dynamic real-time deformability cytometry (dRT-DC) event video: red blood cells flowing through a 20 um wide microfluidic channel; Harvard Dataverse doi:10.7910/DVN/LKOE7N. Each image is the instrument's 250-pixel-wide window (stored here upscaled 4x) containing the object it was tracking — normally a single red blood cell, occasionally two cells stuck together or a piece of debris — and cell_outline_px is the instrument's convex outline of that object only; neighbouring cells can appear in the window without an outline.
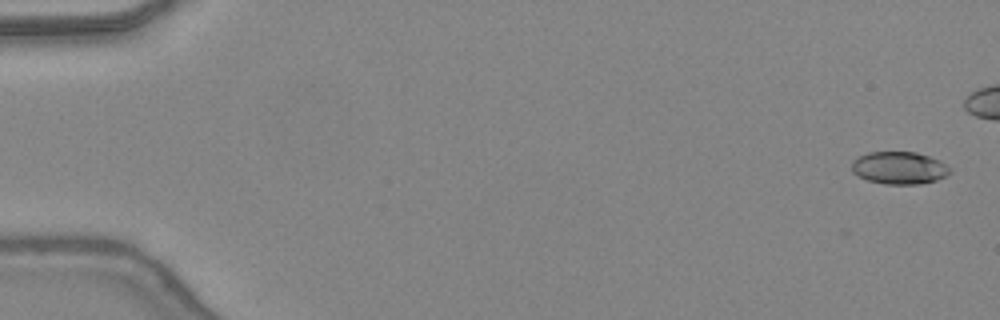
{"species": "common noctule bat (a hibernating species)", "species_latin": "Nyctalus noctula", "temperature_condition": "warm", "stored_images_in_passage": 39, "camera_frame_rate_fps": 3000, "um_per_image_px": 0.085, "animal": {"sex": "female", "body_mass_g": 24.6, "forearm_length_mm": 56.2}, "frame": {"image": 1, "passage_image": 1, "time_ms": 0.0, "image_size_px": [1000, 320], "cell_outline_px": [[952, 172], [936, 180], [920, 184], [884, 184], [868, 180], [852, 172], [852, 160], [868, 152], [916, 152], [940, 160], [952, 168]], "centroid_in_image_um": [76.46, 14.27], "position_along_channel_um": 8.5, "area_um2": 18.61}}
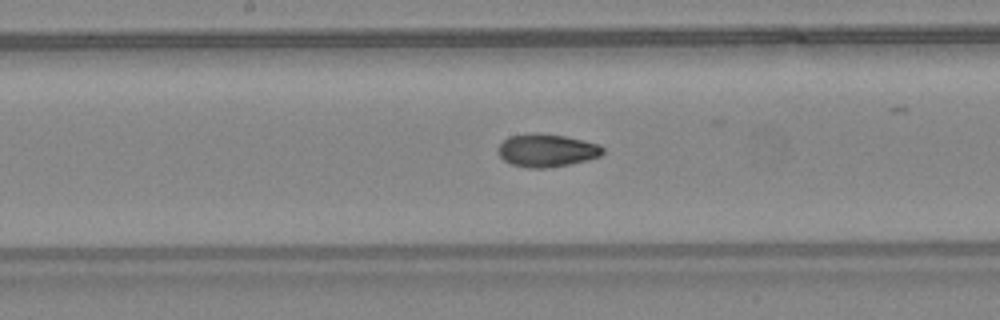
{"frame": {"image": 2, "passage_image": 25, "time_ms": 8.0, "image_size_px": [1000, 320], "cell_outline_px": [[604, 152], [600, 156], [588, 160], [568, 164], [544, 168], [528, 168], [512, 164], [504, 160], [496, 152], [496, 148], [508, 136], [536, 132], [540, 132], [564, 136], [600, 144], [604, 148]], "centroid_in_image_um": [46.45, 12.77], "position_along_channel_um": 201.7, "area_um2": 20.23}}
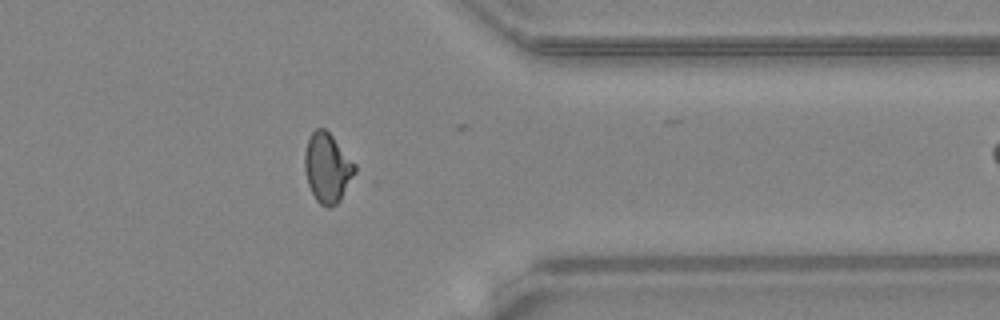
{"frame": {"image": 3, "passage_image": 38, "time_ms": 12.333, "image_size_px": [1000, 320], "cell_outline_px": [[356, 172], [340, 200], [336, 204], [328, 208], [320, 204], [316, 200], [308, 184], [304, 168], [304, 152], [308, 140], [312, 132], [316, 128], [324, 128], [332, 136], [356, 164]], "centroid_in_image_um": [27.82, 14.27], "position_along_channel_um": 383.6, "area_um2": 20.23}}